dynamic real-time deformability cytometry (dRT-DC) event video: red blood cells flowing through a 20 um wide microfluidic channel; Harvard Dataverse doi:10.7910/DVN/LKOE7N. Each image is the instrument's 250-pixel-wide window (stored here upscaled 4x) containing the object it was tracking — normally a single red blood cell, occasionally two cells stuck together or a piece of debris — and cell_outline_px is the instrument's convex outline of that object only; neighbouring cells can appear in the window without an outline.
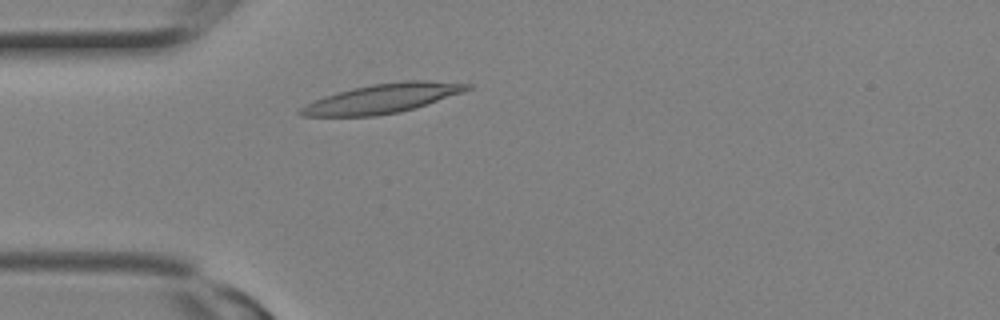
{"species": "Egyptian fruit bat (a non-hibernating species)", "species_latin": "Rousettus aegyptiacus", "temperature_condition": "room temperature", "stored_images_in_passage": 2, "camera_frame_rate_fps": 3000, "um_per_image_px": 0.085, "animal": {"sex": "female"}, "frame": {"image": 1, "passage_image": 2, "time_ms": 0.333, "image_size_px": [1000, 320], "cell_outline_px": [[472, 88], [464, 92], [400, 112], [376, 116], [300, 116], [296, 112], [304, 104], [324, 96], [352, 88], [372, 84], [404, 80], [424, 80], [472, 84]], "centroid_in_image_um": [32.47, 8.37], "position_along_channel_um": 52.5, "area_um2": 28.44}}